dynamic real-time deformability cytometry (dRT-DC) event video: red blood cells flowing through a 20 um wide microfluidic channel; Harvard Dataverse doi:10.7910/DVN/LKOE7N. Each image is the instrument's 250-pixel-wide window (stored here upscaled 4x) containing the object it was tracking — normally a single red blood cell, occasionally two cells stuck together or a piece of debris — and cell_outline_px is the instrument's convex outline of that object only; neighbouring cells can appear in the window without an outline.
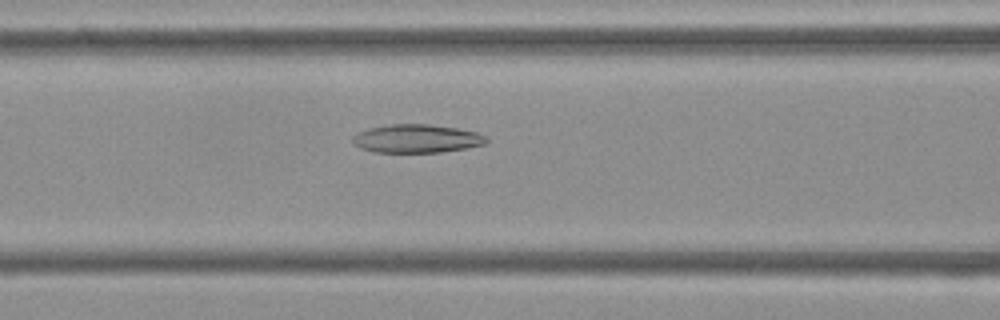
{"species": "Egyptian fruit bat (a non-hibernating species)", "species_latin": "Rousettus aegyptiacus", "temperature_condition": "cold", "stored_images_in_passage": 54, "camera_frame_rate_fps": 3000, "um_per_image_px": 0.085, "frame": {"image": 1, "passage_image": 22, "time_ms": 7.0, "image_size_px": [1000, 320], "cell_outline_px": [[488, 140], [484, 144], [468, 148], [440, 152], [376, 152], [360, 148], [352, 144], [352, 136], [356, 132], [368, 128], [392, 124], [428, 124], [456, 128], [476, 132], [484, 136]], "centroid_in_image_um": [35.36, 11.78], "position_along_channel_um": 131.2, "area_um2": 22.14}}
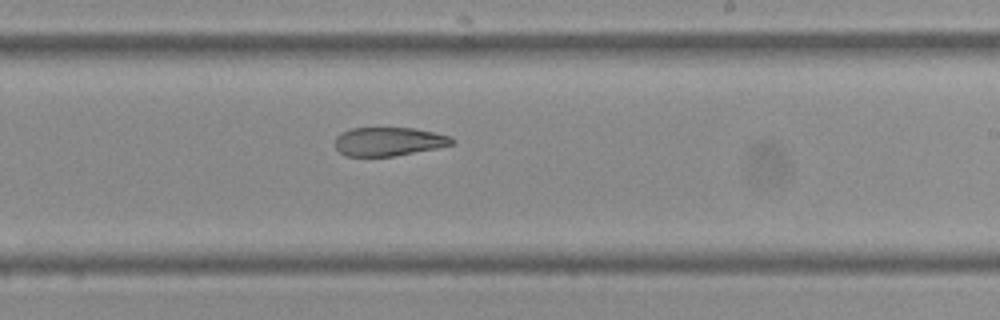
{"frame": {"image": 2, "passage_image": 32, "time_ms": 10.333, "image_size_px": [1000, 320], "cell_outline_px": [[456, 144], [436, 148], [392, 156], [344, 156], [336, 148], [336, 136], [340, 132], [352, 128], [412, 128], [452, 136], [456, 140]], "centroid_in_image_um": [33.05, 12.03], "position_along_channel_um": 255.9, "area_um2": 19.54}}
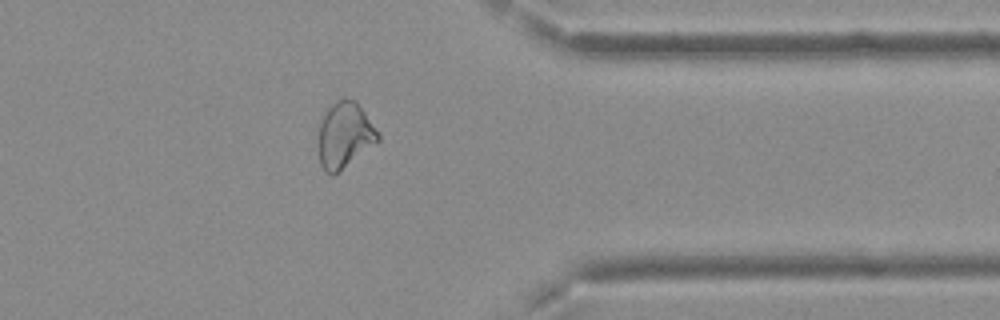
{"frame": {"image": 3, "passage_image": 43, "time_ms": 14.0, "image_size_px": [1000, 320], "cell_outline_px": [[380, 140], [332, 176], [324, 172], [320, 164], [320, 124], [324, 112], [336, 100], [344, 96], [356, 100], [380, 136]], "centroid_in_image_um": [29.29, 11.46], "position_along_channel_um": 382.1, "area_um2": 22.48}, "authors_computed_cell_mechanics": {"area_um2": 24.4494, "velocity_mm_per_s": 3.7524, "shape_relaxation_time_tau1_ms": null, "shape_relaxation_time_tau2_ms": 4.8765, "deformation_change_tau1": null, "deformation_change_tau2": 0.1154}}